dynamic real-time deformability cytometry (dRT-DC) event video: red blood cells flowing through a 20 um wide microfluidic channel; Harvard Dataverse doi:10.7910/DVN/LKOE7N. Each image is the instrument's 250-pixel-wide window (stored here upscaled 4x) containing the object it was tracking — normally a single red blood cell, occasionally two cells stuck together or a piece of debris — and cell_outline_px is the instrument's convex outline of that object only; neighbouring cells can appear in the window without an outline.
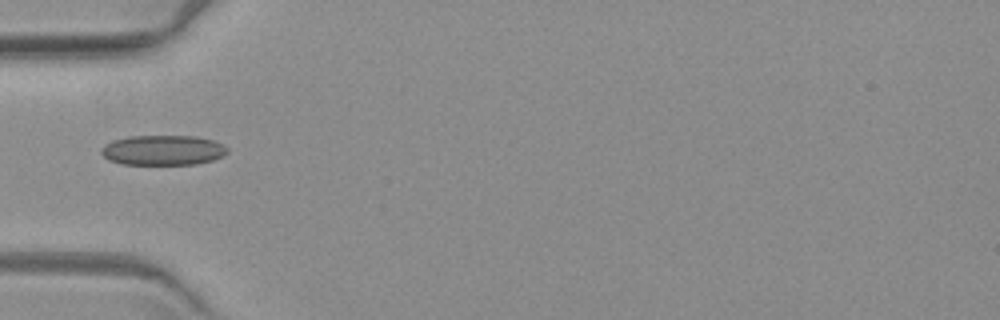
{"species": "common noctule bat (a hibernating species)", "species_latin": "Nyctalus noctula", "temperature_condition": "warm", "stored_images_in_passage": 7, "camera_frame_rate_fps": 3000, "um_per_image_px": 0.085, "animal": {"sex": "female", "body_mass_g": 19.3, "forearm_length_mm": 54.1}, "frame": {"image": 1, "passage_image": 5, "time_ms": 6.0, "image_size_px": [1000, 320], "cell_outline_px": [[228, 152], [212, 160], [196, 164], [120, 164], [108, 160], [100, 152], [100, 148], [104, 144], [112, 140], [128, 136], [196, 136], [212, 140], [228, 148]], "centroid_in_image_um": [13.78, 12.76], "position_along_channel_um": 71.2, "area_um2": 22.08}}
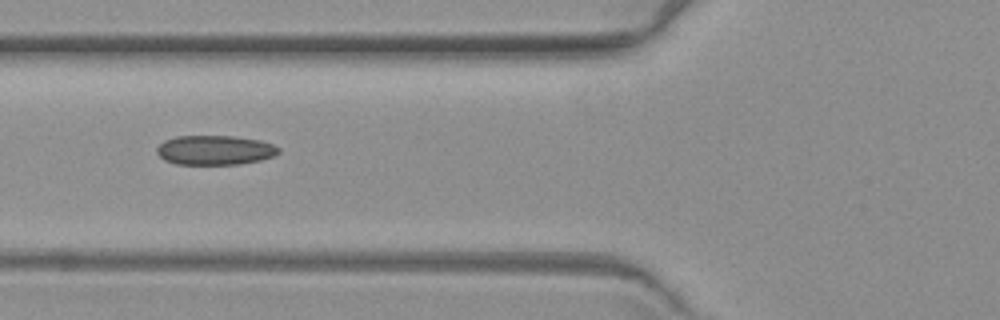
{"frame": {"image": 2, "passage_image": 6, "time_ms": 7.0, "image_size_px": [1000, 320], "cell_outline_px": [[280, 152], [272, 156], [260, 160], [240, 164], [176, 164], [164, 160], [156, 152], [156, 148], [164, 140], [176, 136], [232, 136], [260, 140], [272, 144], [280, 148]], "centroid_in_image_um": [18.25, 12.76], "position_along_channel_um": 107.6, "area_um2": 20.92}}
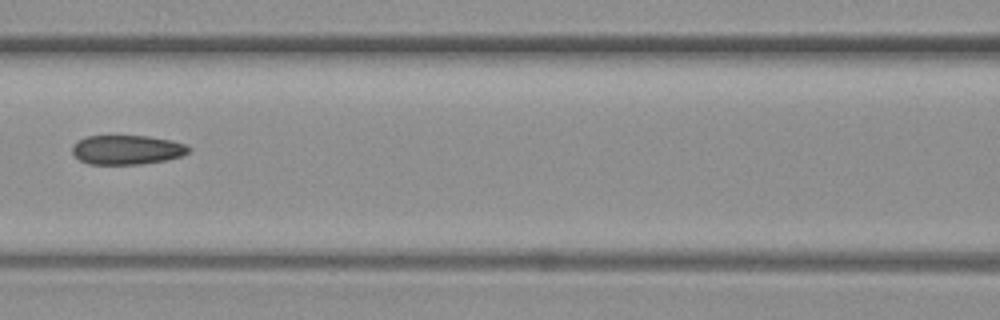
{"frame": {"image": 3, "passage_image": 7, "time_ms": 8.333, "image_size_px": [1000, 320], "cell_outline_px": [[192, 148], [188, 152], [180, 156], [168, 160], [140, 164], [88, 164], [80, 160], [72, 152], [72, 144], [84, 136], [148, 136], [172, 140], [188, 144]], "centroid_in_image_um": [10.81, 12.72], "position_along_channel_um": 155.8, "area_um2": 20.11}}